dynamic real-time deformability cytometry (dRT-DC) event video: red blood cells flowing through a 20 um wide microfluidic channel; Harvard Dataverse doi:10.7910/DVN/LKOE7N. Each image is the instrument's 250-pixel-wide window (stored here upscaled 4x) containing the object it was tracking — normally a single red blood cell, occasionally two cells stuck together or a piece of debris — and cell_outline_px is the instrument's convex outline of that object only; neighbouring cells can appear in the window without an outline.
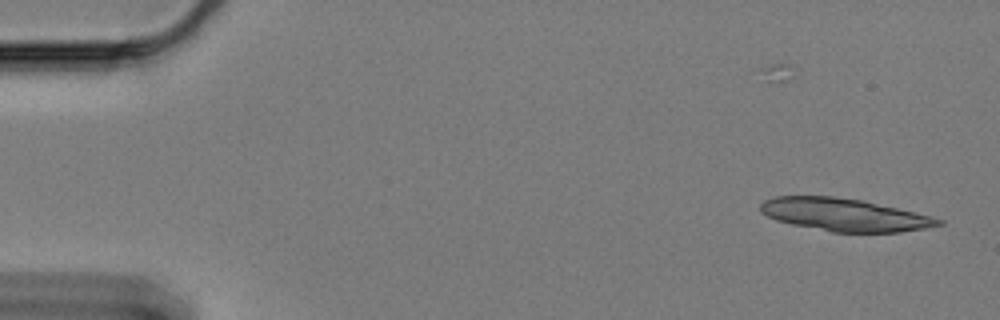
{"species": "Egyptian fruit bat (a non-hibernating species)", "species_latin": "Rousettus aegyptiacus", "temperature_condition": "cold", "stored_images_in_passage": 16, "camera_frame_rate_fps": 3000, "um_per_image_px": 0.085, "animal": {"sex": "female"}, "frame": {"image": 1, "passage_image": 1, "time_ms": 0.0, "image_size_px": [1000, 320], "cell_outline_px": [[944, 224], [924, 228], [900, 232], [832, 232], [792, 224], [776, 220], [760, 212], [760, 204], [764, 200], [772, 196], [832, 196], [864, 200], [932, 216], [944, 220]], "centroid_in_image_um": [71.77, 18.24], "position_along_channel_um": 13.2, "area_um2": 33.93}}